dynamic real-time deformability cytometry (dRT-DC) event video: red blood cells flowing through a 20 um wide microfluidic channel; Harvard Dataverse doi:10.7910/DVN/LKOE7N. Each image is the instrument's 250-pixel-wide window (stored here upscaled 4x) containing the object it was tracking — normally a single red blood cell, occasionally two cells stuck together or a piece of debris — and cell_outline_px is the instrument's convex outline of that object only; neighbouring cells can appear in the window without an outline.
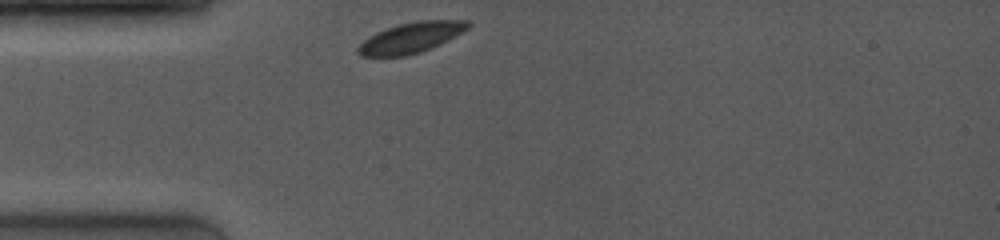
{"species": "common noctule bat (a hibernating species)", "species_latin": "Nyctalus noctula", "temperature_condition": "room temperature", "stored_images_in_passage": 3, "camera_frame_rate_fps": 4000, "um_per_image_px": 0.085, "animal": {"sex": "female", "body_mass_g": 19.0, "forearm_length_mm": 53.3}, "frame": {"image": 1, "passage_image": 1, "time_ms": 0.0, "image_size_px": [1000, 240], "cell_outline_px": [[472, 24], [468, 28], [448, 40], [432, 48], [408, 56], [360, 56], [356, 52], [356, 48], [368, 36], [376, 32], [400, 24], [420, 20], [468, 20]], "centroid_in_image_um": [34.93, 3.21], "position_along_channel_um": 50.1, "area_um2": 19.54}}